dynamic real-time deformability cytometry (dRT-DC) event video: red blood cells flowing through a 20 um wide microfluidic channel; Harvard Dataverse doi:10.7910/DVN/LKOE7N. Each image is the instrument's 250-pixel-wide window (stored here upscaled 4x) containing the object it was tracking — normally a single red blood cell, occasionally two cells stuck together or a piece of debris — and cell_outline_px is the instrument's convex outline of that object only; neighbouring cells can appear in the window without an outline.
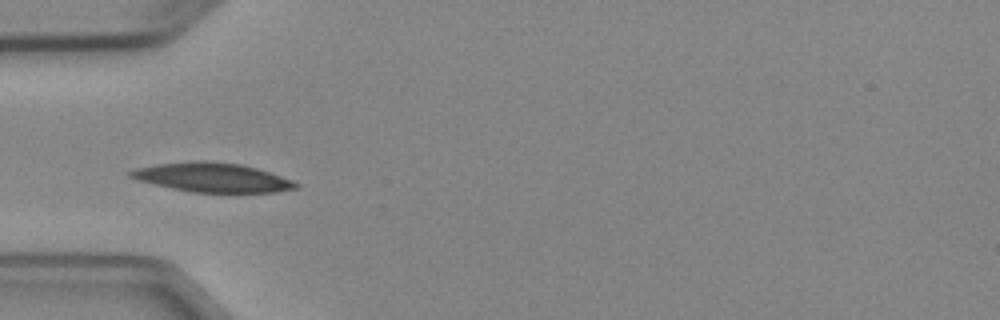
{"species": "Egyptian fruit bat (a non-hibernating species)", "species_latin": "Rousettus aegyptiacus", "temperature_condition": "cold", "stored_images_in_passage": 5, "camera_frame_rate_fps": 3000, "um_per_image_px": 0.085, "animal": {"sex": "female"}, "frame": {"image": 1, "passage_image": 5, "time_ms": 4.667, "image_size_px": [1000, 320], "cell_outline_px": [[300, 188], [276, 192], [192, 192], [172, 188], [140, 180], [128, 176], [124, 172], [136, 168], [156, 164], [200, 160], [204, 160], [240, 164], [256, 168], [292, 180], [300, 184]], "centroid_in_image_um": [18.05, 15.08], "position_along_channel_um": 66.9, "area_um2": 27.98}}